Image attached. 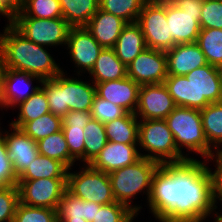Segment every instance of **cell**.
Wrapping results in <instances>:
<instances>
[{"label": "cell", "mask_w": 222, "mask_h": 222, "mask_svg": "<svg viewBox=\"0 0 222 222\" xmlns=\"http://www.w3.org/2000/svg\"><path fill=\"white\" fill-rule=\"evenodd\" d=\"M203 160L162 163L154 173L147 205L157 221L203 222L216 213L209 160Z\"/></svg>", "instance_id": "1"}, {"label": "cell", "mask_w": 222, "mask_h": 222, "mask_svg": "<svg viewBox=\"0 0 222 222\" xmlns=\"http://www.w3.org/2000/svg\"><path fill=\"white\" fill-rule=\"evenodd\" d=\"M3 28L0 53L6 68L29 73L41 80L52 79L63 71L45 46L28 40L10 22Z\"/></svg>", "instance_id": "2"}, {"label": "cell", "mask_w": 222, "mask_h": 222, "mask_svg": "<svg viewBox=\"0 0 222 222\" xmlns=\"http://www.w3.org/2000/svg\"><path fill=\"white\" fill-rule=\"evenodd\" d=\"M164 84L179 107L201 110L222 101V75L214 65L206 64L187 75H168Z\"/></svg>", "instance_id": "3"}, {"label": "cell", "mask_w": 222, "mask_h": 222, "mask_svg": "<svg viewBox=\"0 0 222 222\" xmlns=\"http://www.w3.org/2000/svg\"><path fill=\"white\" fill-rule=\"evenodd\" d=\"M64 71L52 79L42 80L40 86L46 93L50 112L64 117L69 111H90L95 84L89 81L67 77Z\"/></svg>", "instance_id": "4"}, {"label": "cell", "mask_w": 222, "mask_h": 222, "mask_svg": "<svg viewBox=\"0 0 222 222\" xmlns=\"http://www.w3.org/2000/svg\"><path fill=\"white\" fill-rule=\"evenodd\" d=\"M161 164L152 159L141 157L134 164L114 170L110 173L112 193L116 202L127 205L137 215L141 212V206L132 205V199L143 192L147 196V203L151 194L152 179L154 173Z\"/></svg>", "instance_id": "5"}, {"label": "cell", "mask_w": 222, "mask_h": 222, "mask_svg": "<svg viewBox=\"0 0 222 222\" xmlns=\"http://www.w3.org/2000/svg\"><path fill=\"white\" fill-rule=\"evenodd\" d=\"M164 120L181 153L184 154L182 149L185 147L187 152L200 154L201 158L203 157L205 160L216 154L205 138L199 109L177 106Z\"/></svg>", "instance_id": "6"}, {"label": "cell", "mask_w": 222, "mask_h": 222, "mask_svg": "<svg viewBox=\"0 0 222 222\" xmlns=\"http://www.w3.org/2000/svg\"><path fill=\"white\" fill-rule=\"evenodd\" d=\"M138 146L148 152L141 157L162 163L181 162L191 159L181 153L175 144L173 134L164 119L139 120Z\"/></svg>", "instance_id": "7"}, {"label": "cell", "mask_w": 222, "mask_h": 222, "mask_svg": "<svg viewBox=\"0 0 222 222\" xmlns=\"http://www.w3.org/2000/svg\"><path fill=\"white\" fill-rule=\"evenodd\" d=\"M79 172H67V190L74 196L101 205L116 202L108 173L82 165ZM85 166V167H84Z\"/></svg>", "instance_id": "8"}, {"label": "cell", "mask_w": 222, "mask_h": 222, "mask_svg": "<svg viewBox=\"0 0 222 222\" xmlns=\"http://www.w3.org/2000/svg\"><path fill=\"white\" fill-rule=\"evenodd\" d=\"M9 22L28 40L47 49L49 46L67 45L71 26L63 17L52 19L13 17Z\"/></svg>", "instance_id": "9"}, {"label": "cell", "mask_w": 222, "mask_h": 222, "mask_svg": "<svg viewBox=\"0 0 222 222\" xmlns=\"http://www.w3.org/2000/svg\"><path fill=\"white\" fill-rule=\"evenodd\" d=\"M137 23L145 37L147 48L168 51L174 45L166 20V0H147L139 14Z\"/></svg>", "instance_id": "10"}, {"label": "cell", "mask_w": 222, "mask_h": 222, "mask_svg": "<svg viewBox=\"0 0 222 222\" xmlns=\"http://www.w3.org/2000/svg\"><path fill=\"white\" fill-rule=\"evenodd\" d=\"M18 189L20 203L57 210L67 190V179L18 180Z\"/></svg>", "instance_id": "11"}, {"label": "cell", "mask_w": 222, "mask_h": 222, "mask_svg": "<svg viewBox=\"0 0 222 222\" xmlns=\"http://www.w3.org/2000/svg\"><path fill=\"white\" fill-rule=\"evenodd\" d=\"M176 107L164 83L140 85L135 110L139 120L165 119Z\"/></svg>", "instance_id": "12"}, {"label": "cell", "mask_w": 222, "mask_h": 222, "mask_svg": "<svg viewBox=\"0 0 222 222\" xmlns=\"http://www.w3.org/2000/svg\"><path fill=\"white\" fill-rule=\"evenodd\" d=\"M127 76L139 85L164 83L168 76L166 53L146 48L127 66Z\"/></svg>", "instance_id": "13"}, {"label": "cell", "mask_w": 222, "mask_h": 222, "mask_svg": "<svg viewBox=\"0 0 222 222\" xmlns=\"http://www.w3.org/2000/svg\"><path fill=\"white\" fill-rule=\"evenodd\" d=\"M70 59L79 70L77 73H90L103 47L93 38L86 27H71L67 39Z\"/></svg>", "instance_id": "14"}, {"label": "cell", "mask_w": 222, "mask_h": 222, "mask_svg": "<svg viewBox=\"0 0 222 222\" xmlns=\"http://www.w3.org/2000/svg\"><path fill=\"white\" fill-rule=\"evenodd\" d=\"M9 127L11 128L9 131L4 132L0 129V132L5 138L7 157L12 162L14 172L19 177L39 155V152L37 142L22 129L10 124Z\"/></svg>", "instance_id": "15"}, {"label": "cell", "mask_w": 222, "mask_h": 222, "mask_svg": "<svg viewBox=\"0 0 222 222\" xmlns=\"http://www.w3.org/2000/svg\"><path fill=\"white\" fill-rule=\"evenodd\" d=\"M42 83V80L26 72L6 68L3 80V88L0 95V108H13L30 97L40 86L33 87L32 81ZM32 85V86H31Z\"/></svg>", "instance_id": "16"}, {"label": "cell", "mask_w": 222, "mask_h": 222, "mask_svg": "<svg viewBox=\"0 0 222 222\" xmlns=\"http://www.w3.org/2000/svg\"><path fill=\"white\" fill-rule=\"evenodd\" d=\"M201 13H190L166 0V20L175 44L195 43L200 33Z\"/></svg>", "instance_id": "17"}, {"label": "cell", "mask_w": 222, "mask_h": 222, "mask_svg": "<svg viewBox=\"0 0 222 222\" xmlns=\"http://www.w3.org/2000/svg\"><path fill=\"white\" fill-rule=\"evenodd\" d=\"M138 144H123L108 141L105 147L89 164L93 169L110 173L134 164L141 158Z\"/></svg>", "instance_id": "18"}, {"label": "cell", "mask_w": 222, "mask_h": 222, "mask_svg": "<svg viewBox=\"0 0 222 222\" xmlns=\"http://www.w3.org/2000/svg\"><path fill=\"white\" fill-rule=\"evenodd\" d=\"M96 95L135 113L140 85L128 76L123 79L96 83Z\"/></svg>", "instance_id": "19"}, {"label": "cell", "mask_w": 222, "mask_h": 222, "mask_svg": "<svg viewBox=\"0 0 222 222\" xmlns=\"http://www.w3.org/2000/svg\"><path fill=\"white\" fill-rule=\"evenodd\" d=\"M165 53L168 75H187L192 70L208 64L196 42L176 44Z\"/></svg>", "instance_id": "20"}, {"label": "cell", "mask_w": 222, "mask_h": 222, "mask_svg": "<svg viewBox=\"0 0 222 222\" xmlns=\"http://www.w3.org/2000/svg\"><path fill=\"white\" fill-rule=\"evenodd\" d=\"M126 24L118 16L99 8L85 27L103 48H113Z\"/></svg>", "instance_id": "21"}, {"label": "cell", "mask_w": 222, "mask_h": 222, "mask_svg": "<svg viewBox=\"0 0 222 222\" xmlns=\"http://www.w3.org/2000/svg\"><path fill=\"white\" fill-rule=\"evenodd\" d=\"M146 48L145 37L137 22L127 23L113 46L115 54L126 66Z\"/></svg>", "instance_id": "22"}, {"label": "cell", "mask_w": 222, "mask_h": 222, "mask_svg": "<svg viewBox=\"0 0 222 222\" xmlns=\"http://www.w3.org/2000/svg\"><path fill=\"white\" fill-rule=\"evenodd\" d=\"M94 84L127 77V66L115 54L113 48H103L90 71Z\"/></svg>", "instance_id": "23"}, {"label": "cell", "mask_w": 222, "mask_h": 222, "mask_svg": "<svg viewBox=\"0 0 222 222\" xmlns=\"http://www.w3.org/2000/svg\"><path fill=\"white\" fill-rule=\"evenodd\" d=\"M101 206L98 203L84 201L66 190L59 202L57 217L58 220H86L92 222Z\"/></svg>", "instance_id": "24"}, {"label": "cell", "mask_w": 222, "mask_h": 222, "mask_svg": "<svg viewBox=\"0 0 222 222\" xmlns=\"http://www.w3.org/2000/svg\"><path fill=\"white\" fill-rule=\"evenodd\" d=\"M108 141L123 144H138L139 120L135 113L127 112L124 116L104 124Z\"/></svg>", "instance_id": "25"}, {"label": "cell", "mask_w": 222, "mask_h": 222, "mask_svg": "<svg viewBox=\"0 0 222 222\" xmlns=\"http://www.w3.org/2000/svg\"><path fill=\"white\" fill-rule=\"evenodd\" d=\"M205 138L216 153L222 151V101L210 103L200 110Z\"/></svg>", "instance_id": "26"}, {"label": "cell", "mask_w": 222, "mask_h": 222, "mask_svg": "<svg viewBox=\"0 0 222 222\" xmlns=\"http://www.w3.org/2000/svg\"><path fill=\"white\" fill-rule=\"evenodd\" d=\"M68 168L60 161L44 155H38L18 180L67 179Z\"/></svg>", "instance_id": "27"}, {"label": "cell", "mask_w": 222, "mask_h": 222, "mask_svg": "<svg viewBox=\"0 0 222 222\" xmlns=\"http://www.w3.org/2000/svg\"><path fill=\"white\" fill-rule=\"evenodd\" d=\"M62 17L71 27H85L99 9V0H58Z\"/></svg>", "instance_id": "28"}, {"label": "cell", "mask_w": 222, "mask_h": 222, "mask_svg": "<svg viewBox=\"0 0 222 222\" xmlns=\"http://www.w3.org/2000/svg\"><path fill=\"white\" fill-rule=\"evenodd\" d=\"M17 106L19 109L18 116L9 124L20 129L27 122L50 112L46 93L41 86L30 97Z\"/></svg>", "instance_id": "29"}, {"label": "cell", "mask_w": 222, "mask_h": 222, "mask_svg": "<svg viewBox=\"0 0 222 222\" xmlns=\"http://www.w3.org/2000/svg\"><path fill=\"white\" fill-rule=\"evenodd\" d=\"M40 155L62 162L68 169H72L75 159L70 155L67 142L62 130L51 134L37 142Z\"/></svg>", "instance_id": "30"}, {"label": "cell", "mask_w": 222, "mask_h": 222, "mask_svg": "<svg viewBox=\"0 0 222 222\" xmlns=\"http://www.w3.org/2000/svg\"><path fill=\"white\" fill-rule=\"evenodd\" d=\"M84 163L90 164L108 142L105 126L91 119L84 127Z\"/></svg>", "instance_id": "31"}, {"label": "cell", "mask_w": 222, "mask_h": 222, "mask_svg": "<svg viewBox=\"0 0 222 222\" xmlns=\"http://www.w3.org/2000/svg\"><path fill=\"white\" fill-rule=\"evenodd\" d=\"M196 43L208 64L216 67L222 65V29H201Z\"/></svg>", "instance_id": "32"}, {"label": "cell", "mask_w": 222, "mask_h": 222, "mask_svg": "<svg viewBox=\"0 0 222 222\" xmlns=\"http://www.w3.org/2000/svg\"><path fill=\"white\" fill-rule=\"evenodd\" d=\"M14 17L52 19L62 17V11L58 0H22L21 8Z\"/></svg>", "instance_id": "33"}, {"label": "cell", "mask_w": 222, "mask_h": 222, "mask_svg": "<svg viewBox=\"0 0 222 222\" xmlns=\"http://www.w3.org/2000/svg\"><path fill=\"white\" fill-rule=\"evenodd\" d=\"M147 0H99V8L123 19L126 23L137 22Z\"/></svg>", "instance_id": "34"}, {"label": "cell", "mask_w": 222, "mask_h": 222, "mask_svg": "<svg viewBox=\"0 0 222 222\" xmlns=\"http://www.w3.org/2000/svg\"><path fill=\"white\" fill-rule=\"evenodd\" d=\"M29 137L39 140L62 130V117L49 112L37 119L27 122L21 128Z\"/></svg>", "instance_id": "35"}, {"label": "cell", "mask_w": 222, "mask_h": 222, "mask_svg": "<svg viewBox=\"0 0 222 222\" xmlns=\"http://www.w3.org/2000/svg\"><path fill=\"white\" fill-rule=\"evenodd\" d=\"M136 216L127 205L113 202L102 205L92 222H133Z\"/></svg>", "instance_id": "36"}, {"label": "cell", "mask_w": 222, "mask_h": 222, "mask_svg": "<svg viewBox=\"0 0 222 222\" xmlns=\"http://www.w3.org/2000/svg\"><path fill=\"white\" fill-rule=\"evenodd\" d=\"M13 222H58L57 210L18 203Z\"/></svg>", "instance_id": "37"}, {"label": "cell", "mask_w": 222, "mask_h": 222, "mask_svg": "<svg viewBox=\"0 0 222 222\" xmlns=\"http://www.w3.org/2000/svg\"><path fill=\"white\" fill-rule=\"evenodd\" d=\"M90 113L92 115V119L105 124L124 116L127 111L121 106L95 95Z\"/></svg>", "instance_id": "38"}, {"label": "cell", "mask_w": 222, "mask_h": 222, "mask_svg": "<svg viewBox=\"0 0 222 222\" xmlns=\"http://www.w3.org/2000/svg\"><path fill=\"white\" fill-rule=\"evenodd\" d=\"M19 202L18 186L0 187V222H13Z\"/></svg>", "instance_id": "39"}, {"label": "cell", "mask_w": 222, "mask_h": 222, "mask_svg": "<svg viewBox=\"0 0 222 222\" xmlns=\"http://www.w3.org/2000/svg\"><path fill=\"white\" fill-rule=\"evenodd\" d=\"M199 24L201 29H222V0L203 1Z\"/></svg>", "instance_id": "40"}, {"label": "cell", "mask_w": 222, "mask_h": 222, "mask_svg": "<svg viewBox=\"0 0 222 222\" xmlns=\"http://www.w3.org/2000/svg\"><path fill=\"white\" fill-rule=\"evenodd\" d=\"M84 127H62L70 155L77 161L84 162Z\"/></svg>", "instance_id": "41"}, {"label": "cell", "mask_w": 222, "mask_h": 222, "mask_svg": "<svg viewBox=\"0 0 222 222\" xmlns=\"http://www.w3.org/2000/svg\"><path fill=\"white\" fill-rule=\"evenodd\" d=\"M18 186V177L12 162L7 157L5 138L0 132V187Z\"/></svg>", "instance_id": "42"}, {"label": "cell", "mask_w": 222, "mask_h": 222, "mask_svg": "<svg viewBox=\"0 0 222 222\" xmlns=\"http://www.w3.org/2000/svg\"><path fill=\"white\" fill-rule=\"evenodd\" d=\"M216 163L214 167L215 170L212 172V169L209 168V172L212 180V200L214 207L217 209V200L222 201V151L216 153L212 158L208 159L212 162ZM215 159V160H214Z\"/></svg>", "instance_id": "43"}, {"label": "cell", "mask_w": 222, "mask_h": 222, "mask_svg": "<svg viewBox=\"0 0 222 222\" xmlns=\"http://www.w3.org/2000/svg\"><path fill=\"white\" fill-rule=\"evenodd\" d=\"M91 119L90 111H69L62 117V127H85Z\"/></svg>", "instance_id": "44"}, {"label": "cell", "mask_w": 222, "mask_h": 222, "mask_svg": "<svg viewBox=\"0 0 222 222\" xmlns=\"http://www.w3.org/2000/svg\"><path fill=\"white\" fill-rule=\"evenodd\" d=\"M22 0H0V15L7 18L9 22L20 10Z\"/></svg>", "instance_id": "45"}, {"label": "cell", "mask_w": 222, "mask_h": 222, "mask_svg": "<svg viewBox=\"0 0 222 222\" xmlns=\"http://www.w3.org/2000/svg\"><path fill=\"white\" fill-rule=\"evenodd\" d=\"M174 6L190 13H201L204 0H169Z\"/></svg>", "instance_id": "46"}, {"label": "cell", "mask_w": 222, "mask_h": 222, "mask_svg": "<svg viewBox=\"0 0 222 222\" xmlns=\"http://www.w3.org/2000/svg\"><path fill=\"white\" fill-rule=\"evenodd\" d=\"M5 70H6L5 62L3 60L2 54L0 53V95L3 88Z\"/></svg>", "instance_id": "47"}, {"label": "cell", "mask_w": 222, "mask_h": 222, "mask_svg": "<svg viewBox=\"0 0 222 222\" xmlns=\"http://www.w3.org/2000/svg\"><path fill=\"white\" fill-rule=\"evenodd\" d=\"M222 205V204H221ZM222 214V213H221ZM219 212L215 213V221L214 222H222V215Z\"/></svg>", "instance_id": "48"}, {"label": "cell", "mask_w": 222, "mask_h": 222, "mask_svg": "<svg viewBox=\"0 0 222 222\" xmlns=\"http://www.w3.org/2000/svg\"><path fill=\"white\" fill-rule=\"evenodd\" d=\"M58 222H87L86 220H58Z\"/></svg>", "instance_id": "49"}, {"label": "cell", "mask_w": 222, "mask_h": 222, "mask_svg": "<svg viewBox=\"0 0 222 222\" xmlns=\"http://www.w3.org/2000/svg\"><path fill=\"white\" fill-rule=\"evenodd\" d=\"M220 73L222 75V65L219 66Z\"/></svg>", "instance_id": "50"}]
</instances>
